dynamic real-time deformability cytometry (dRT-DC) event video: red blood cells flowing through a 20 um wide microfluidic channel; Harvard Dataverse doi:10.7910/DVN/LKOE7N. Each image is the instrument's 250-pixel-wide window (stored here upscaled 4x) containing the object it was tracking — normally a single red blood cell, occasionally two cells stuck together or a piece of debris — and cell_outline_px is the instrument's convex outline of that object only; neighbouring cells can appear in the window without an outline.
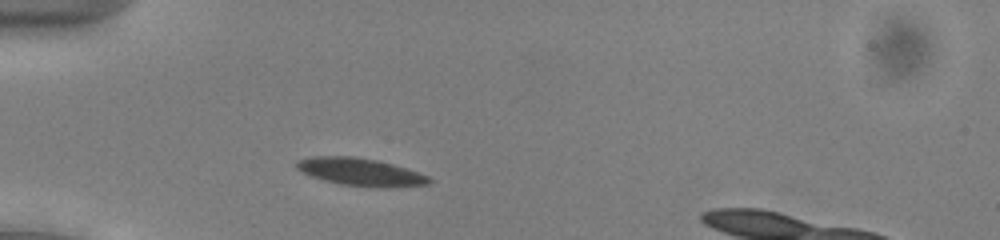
{"species": "common noctule bat (a hibernating species)", "species_latin": "Nyctalus noctula", "temperature_condition": "cold", "stored_images_in_passage": 41, "camera_frame_rate_fps": 3000, "um_per_image_px": 0.085, "animal": {"sex": "male", "body_mass_g": 13.0, "forearm_length_mm": 53.1}, "frame": {"image": 1, "passage_image": 6, "time_ms": 1.667, "image_size_px": [1000, 240], "cell_outline_px": [[432, 180], [428, 184], [384, 188], [376, 188], [340, 184], [324, 180], [300, 172], [296, 168], [296, 160], [312, 156], [352, 156], [376, 160], [392, 164], [428, 176]], "centroid_in_image_um": [30.59, 14.62], "position_along_channel_um": 54.4, "area_um2": 21.27}}
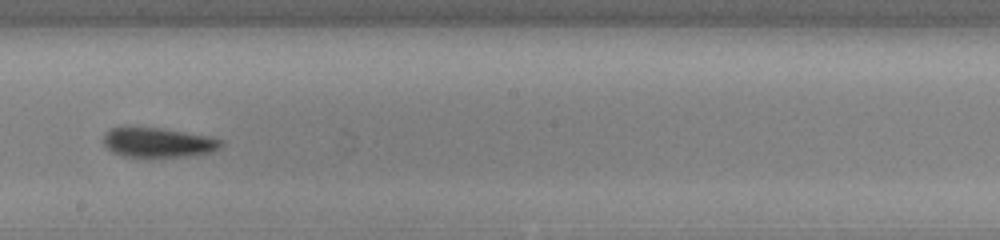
{"frame": {"image": 2, "passage_image": 21, "time_ms": 6.667, "image_size_px": [1000, 240], "cell_outline_px": [[224, 144], [220, 148], [212, 152], [188, 156], [152, 160], [148, 160], [120, 156], [112, 152], [104, 144], [104, 136], [112, 128], [164, 128], [208, 136], [224, 140]], "centroid_in_image_um": [13.48, 12.18], "position_along_channel_um": 234.7, "area_um2": 21.1}}
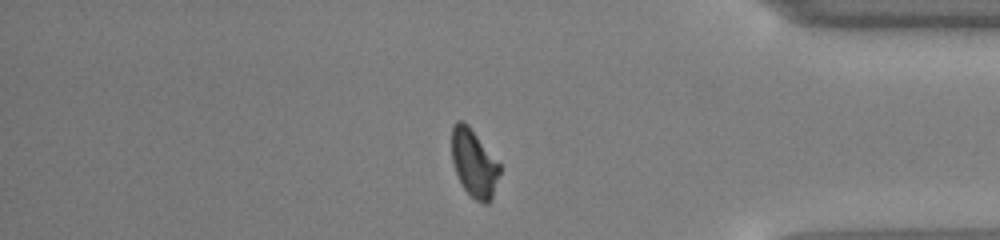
{"frame": {"image": 3, "passage_image": 35, "time_ms": 11.333, "image_size_px": [1000, 240], "cell_outline_px": [[500, 172], [492, 200], [488, 204], [484, 204], [476, 200], [464, 188], [456, 172], [452, 160], [452, 124], [456, 120], [460, 120], [468, 124], [500, 164]], "centroid_in_image_um": [40.3, 13.86], "position_along_channel_um": 394.9, "area_um2": 18.84}}